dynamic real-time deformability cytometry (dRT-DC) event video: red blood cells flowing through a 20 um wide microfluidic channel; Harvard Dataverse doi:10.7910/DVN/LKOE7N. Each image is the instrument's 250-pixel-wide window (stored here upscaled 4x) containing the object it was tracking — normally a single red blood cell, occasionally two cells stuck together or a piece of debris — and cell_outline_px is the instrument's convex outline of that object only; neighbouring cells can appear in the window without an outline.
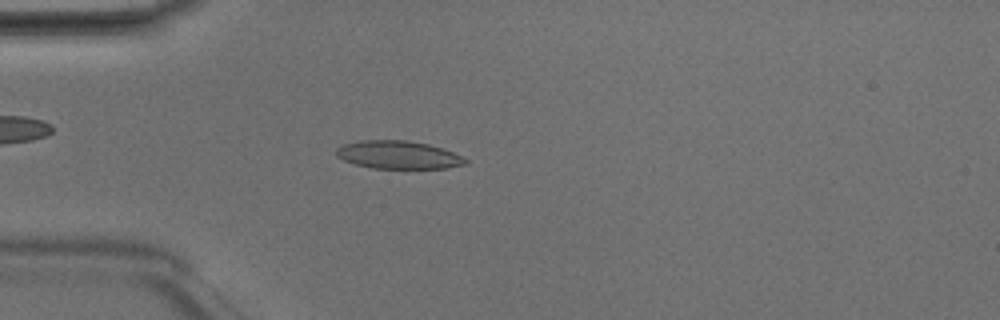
{"species": "Egyptian fruit bat (a non-hibernating species)", "species_latin": "Rousettus aegyptiacus", "temperature_condition": "room temperature", "stored_images_in_passage": 48, "camera_frame_rate_fps": 3000, "um_per_image_px": 0.085, "animal": {"sex": "male"}, "frame": {"image": 1, "passage_image": 13, "time_ms": 4.0, "image_size_px": [1000, 320], "cell_outline_px": [[468, 164], [448, 168], [372, 168], [356, 164], [344, 160], [336, 156], [336, 148], [344, 144], [360, 140], [408, 140], [428, 144], [444, 148], [468, 160]], "centroid_in_image_um": [33.87, 13.16], "position_along_channel_um": 51.1, "area_um2": 21.1}}
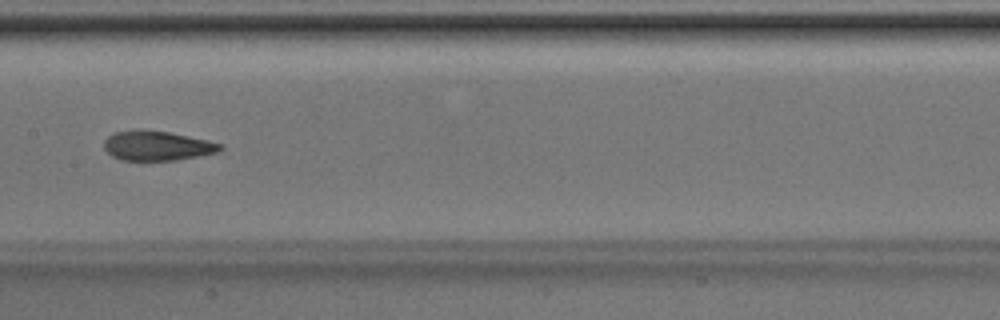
{"frame": {"image": 2, "passage_image": 24, "time_ms": 7.667, "image_size_px": [1000, 320], "cell_outline_px": [[224, 148], [220, 152], [176, 160], [120, 160], [112, 156], [104, 148], [104, 140], [108, 136], [116, 132], [140, 128], [168, 132], [208, 140], [224, 144]], "centroid_in_image_um": [13.38, 12.38], "position_along_channel_um": 194.0, "area_um2": 20.29}}
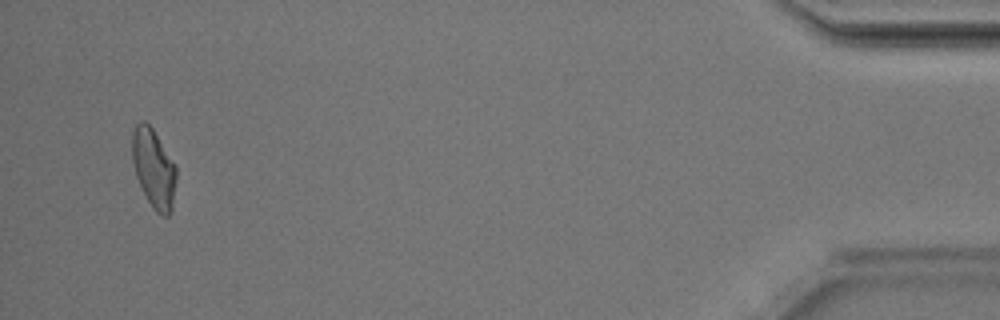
{"frame": {"image": 3, "passage_image": 46, "time_ms": 15.0, "image_size_px": [1000, 320], "cell_outline_px": [[176, 180], [172, 212], [168, 216], [164, 216], [156, 212], [152, 208], [136, 176], [132, 160], [132, 132], [136, 124], [140, 120], [144, 120], [152, 128], [176, 164]], "centroid_in_image_um": [13.08, 14.31], "position_along_channel_um": 422.1, "area_um2": 20.4}, "authors_computed_cell_mechanics": {"area_um2": 20.4612, "velocity_mm_per_s": 4.1946, "shape_relaxation_time_tau1_ms": 7.3125, "shape_relaxation_time_tau2_ms": 1.952, "deformation_change_tau1": 0.1931, "deformation_change_tau2": 0.0894}}